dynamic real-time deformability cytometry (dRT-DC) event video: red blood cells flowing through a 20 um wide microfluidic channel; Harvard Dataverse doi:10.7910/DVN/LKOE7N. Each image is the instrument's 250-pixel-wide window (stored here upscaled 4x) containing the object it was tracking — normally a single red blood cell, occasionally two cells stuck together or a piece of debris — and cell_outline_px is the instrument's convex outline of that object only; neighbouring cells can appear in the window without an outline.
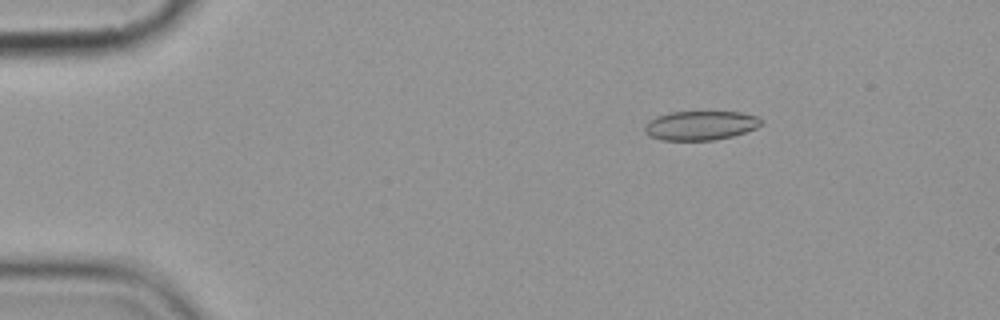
{"species": "common noctule bat (a hibernating species)", "species_latin": "Nyctalus noctula", "temperature_condition": "cold", "stored_images_in_passage": 8, "camera_frame_rate_fps": 3000, "um_per_image_px": 0.085, "animal": {"sex": "female", "body_mass_g": 19.9}, "frame": {"image": 1, "passage_image": 4, "time_ms": 4.667, "image_size_px": [1000, 320], "cell_outline_px": [[764, 124], [756, 128], [732, 136], [712, 140], [664, 140], [652, 136], [644, 132], [644, 124], [648, 120], [656, 116], [668, 112], [740, 112], [756, 116], [764, 120]], "centroid_in_image_um": [59.54, 10.65], "position_along_channel_um": 25.5, "area_um2": 19.88}}
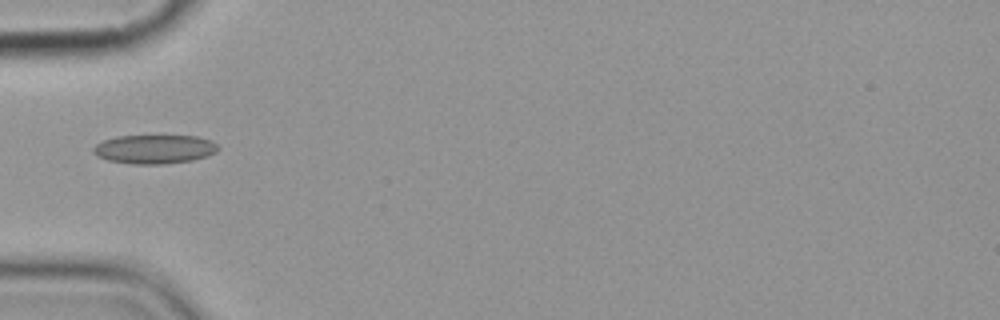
{"frame": {"image": 2, "passage_image": 7, "time_ms": 8.0, "image_size_px": [1000, 320], "cell_outline_px": [[220, 148], [216, 152], [208, 156], [192, 160], [164, 164], [132, 164], [108, 160], [96, 156], [92, 152], [92, 148], [96, 144], [104, 140], [116, 136], [196, 136], [212, 140]], "centroid_in_image_um": [13.13, 12.68], "position_along_channel_um": 71.9, "area_um2": 21.15}}
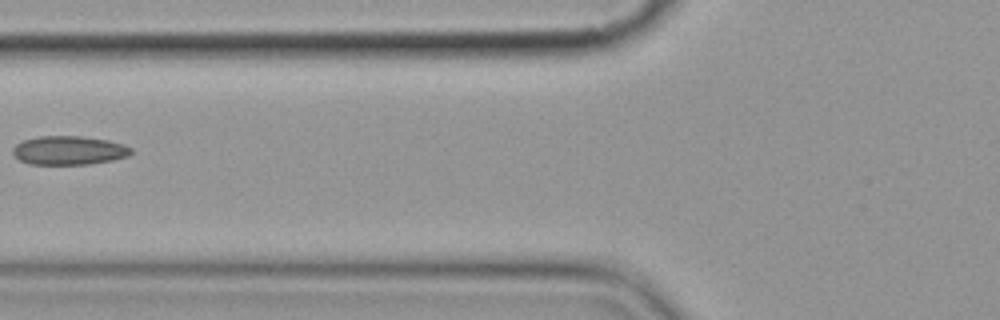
{"frame": {"image": 3, "passage_image": 8, "time_ms": 9.333, "image_size_px": [1000, 320], "cell_outline_px": [[132, 152], [128, 156], [112, 160], [88, 164], [28, 164], [20, 160], [12, 152], [12, 148], [16, 144], [24, 140], [40, 136], [80, 136], [108, 140], [124, 144], [132, 148]], "centroid_in_image_um": [5.86, 12.78], "position_along_channel_um": 119.9, "area_um2": 19.83}}